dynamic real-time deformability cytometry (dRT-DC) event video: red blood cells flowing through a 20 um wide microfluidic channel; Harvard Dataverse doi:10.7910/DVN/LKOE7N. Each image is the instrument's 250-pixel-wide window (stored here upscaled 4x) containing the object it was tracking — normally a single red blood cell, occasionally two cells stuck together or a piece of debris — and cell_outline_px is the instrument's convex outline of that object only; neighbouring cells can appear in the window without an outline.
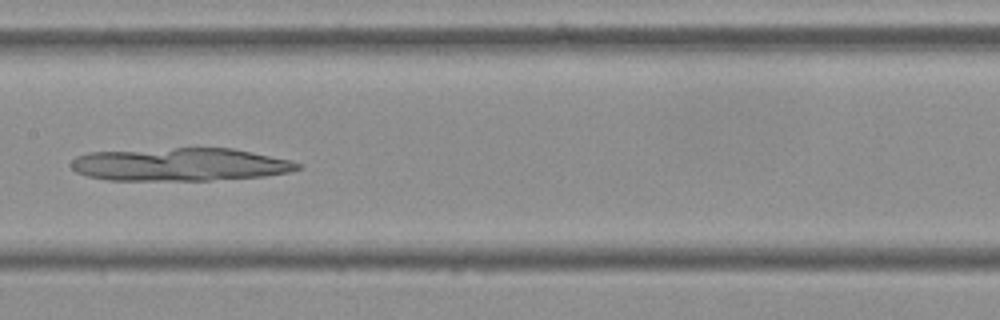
{"species": "Egyptian fruit bat (a non-hibernating species)", "species_latin": "Rousettus aegyptiacus", "temperature_condition": "cold", "stored_images_in_passage": 7, "camera_frame_rate_fps": 3000, "um_per_image_px": 0.085, "frame": {"image": 1, "passage_image": 7, "time_ms": 2.0, "image_size_px": [1000, 320], "cell_outline_px": [[304, 168], [288, 172], [264, 176], [208, 180], [108, 180], [88, 176], [76, 172], [72, 168], [72, 160], [76, 156], [88, 152], [176, 148], [232, 148], [292, 160], [304, 164]], "centroid_in_image_um": [15.35, 13.98], "position_along_channel_um": 192.0, "area_um2": 43.64}}